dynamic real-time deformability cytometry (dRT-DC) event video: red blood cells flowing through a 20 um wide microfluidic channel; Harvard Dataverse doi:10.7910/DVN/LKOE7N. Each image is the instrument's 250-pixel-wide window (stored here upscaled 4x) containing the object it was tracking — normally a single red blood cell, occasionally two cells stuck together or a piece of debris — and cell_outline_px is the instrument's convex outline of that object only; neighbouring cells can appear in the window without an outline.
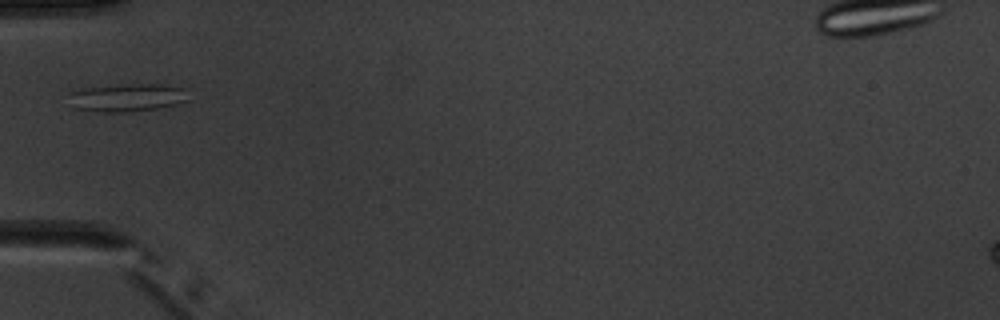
{"species": "common noctule bat (a hibernating species)", "species_latin": "Nyctalus noctula", "temperature_condition": "warm", "stored_images_in_passage": 3, "camera_frame_rate_fps": 3000, "um_per_image_px": 0.085, "animal": {"sex": "male", "body_mass_g": 20.1, "forearm_length_mm": 53.5}, "frame": {"image": 1, "passage_image": 2, "time_ms": 1.333, "image_size_px": [1000, 320], "cell_outline_px": [[188, 100], [176, 104], [156, 108], [124, 112], [104, 112], [76, 108], [72, 92], [84, 88], [128, 84], [160, 84], [184, 88]], "centroid_in_image_um": [10.9, 8.28], "position_along_channel_um": 74.1, "area_um2": 18.73}}
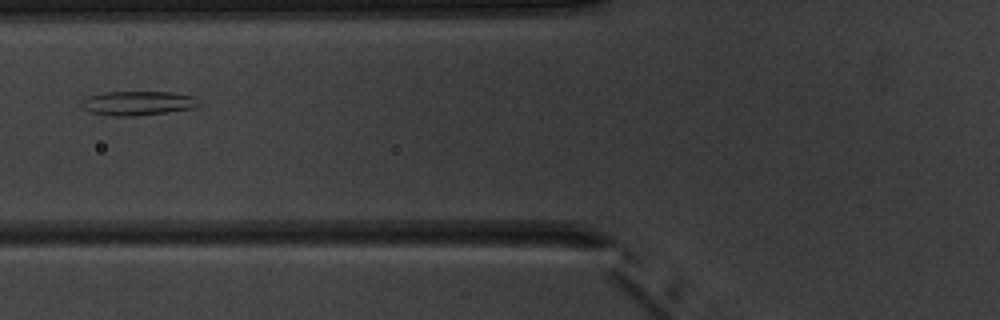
{"frame": {"image": 2, "passage_image": 3, "time_ms": 2.333, "image_size_px": [1000, 320], "cell_outline_px": [[200, 104], [196, 108], [132, 116], [112, 116], [88, 112], [80, 108], [80, 100], [88, 96], [104, 92], [172, 92], [192, 96]], "centroid_in_image_um": [11.62, 8.77], "position_along_channel_um": 114.2, "area_um2": 16.65}}